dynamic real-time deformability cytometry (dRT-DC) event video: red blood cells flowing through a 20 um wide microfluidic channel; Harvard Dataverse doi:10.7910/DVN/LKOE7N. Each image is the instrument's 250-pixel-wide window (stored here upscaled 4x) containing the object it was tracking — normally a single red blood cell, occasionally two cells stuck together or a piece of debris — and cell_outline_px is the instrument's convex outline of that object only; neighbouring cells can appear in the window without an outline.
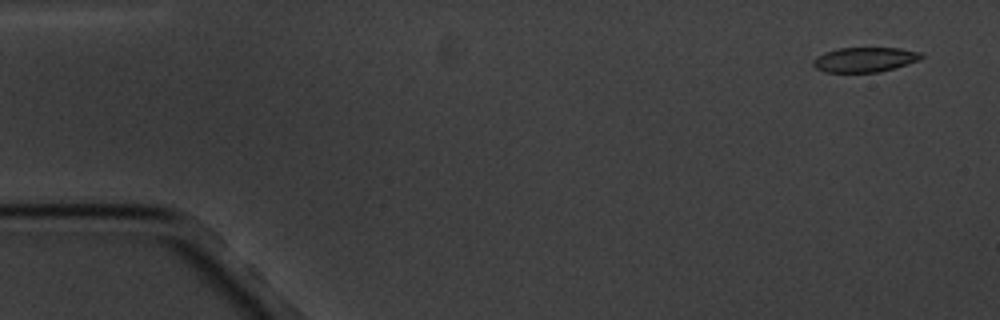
{"species": "common noctule bat (a hibernating species)", "species_latin": "Nyctalus noctula", "temperature_condition": "cold", "stored_images_in_passage": 6, "segment_of_instrument_passage": [1, 2], "camera_frame_rate_fps": 3000, "um_per_image_px": 0.085, "animal": {"sex": "male", "body_mass_g": 20.1, "forearm_length_mm": 53.5}, "frame": {"image": 1, "passage_image": 1, "time_ms": 0.0, "image_size_px": [1000, 320], "cell_outline_px": [[924, 56], [920, 60], [880, 72], [824, 72], [816, 68], [812, 64], [812, 60], [816, 56], [824, 52], [836, 48], [900, 48], [920, 52]], "centroid_in_image_um": [73.47, 5.06], "position_along_channel_um": 11.5, "area_um2": 15.72}}